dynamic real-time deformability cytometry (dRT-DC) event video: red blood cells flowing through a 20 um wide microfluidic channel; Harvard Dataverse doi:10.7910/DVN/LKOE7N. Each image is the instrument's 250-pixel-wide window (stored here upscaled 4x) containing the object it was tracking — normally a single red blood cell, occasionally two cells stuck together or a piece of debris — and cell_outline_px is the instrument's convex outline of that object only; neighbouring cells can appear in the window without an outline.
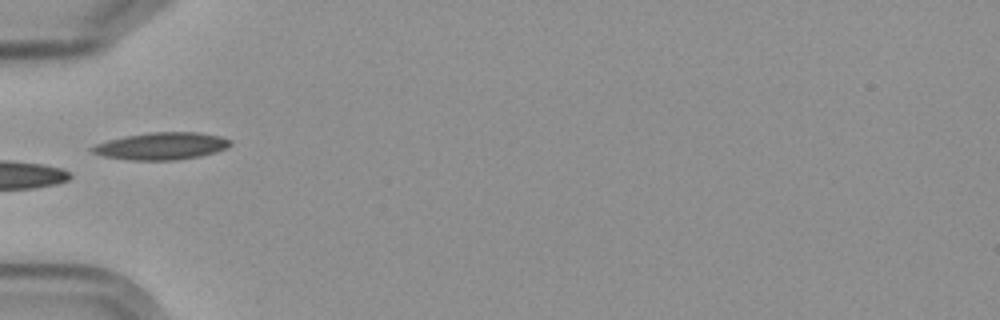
{"species": "Egyptian fruit bat (a non-hibernating species)", "species_latin": "Rousettus aegyptiacus", "temperature_condition": "cold", "stored_images_in_passage": 7, "camera_frame_rate_fps": 3000, "um_per_image_px": 0.085, "frame": {"image": 1, "passage_image": 6, "time_ms": 6.0, "image_size_px": [1000, 320], "cell_outline_px": [[232, 144], [216, 152], [200, 156], [176, 160], [132, 160], [104, 156], [92, 152], [88, 148], [96, 144], [108, 140], [124, 136], [148, 132], [196, 132], [220, 136], [232, 140]], "centroid_in_image_um": [13.72, 12.41], "position_along_channel_um": 71.3, "area_um2": 21.91}}